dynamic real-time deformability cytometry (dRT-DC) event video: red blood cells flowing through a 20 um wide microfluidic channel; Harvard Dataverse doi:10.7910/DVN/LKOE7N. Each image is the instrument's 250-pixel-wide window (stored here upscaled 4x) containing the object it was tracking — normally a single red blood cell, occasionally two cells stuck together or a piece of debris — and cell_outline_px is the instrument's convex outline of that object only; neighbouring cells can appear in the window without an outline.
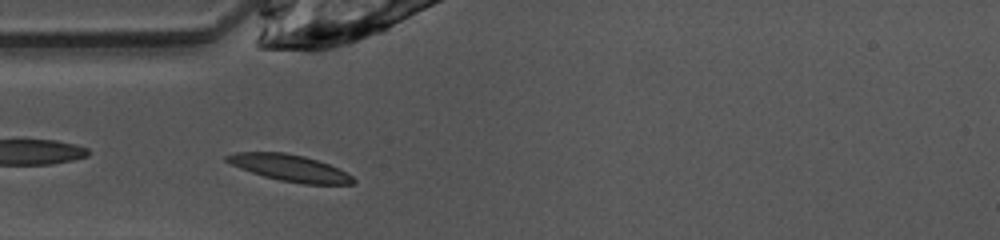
{"species": "common noctule bat (a hibernating species)", "species_latin": "Nyctalus noctula", "temperature_condition": "warm", "stored_images_in_passage": 36, "camera_frame_rate_fps": 3000, "um_per_image_px": 0.085, "animal": {"sex": "female", "body_mass_g": 10.0, "forearm_length_mm": 53.1}, "frame": {"image": 1, "passage_image": 4, "time_ms": 1.0, "image_size_px": [1000, 240], "cell_outline_px": [[356, 180], [352, 184], [304, 184], [280, 180], [264, 176], [228, 164], [224, 160], [224, 156], [236, 152], [284, 152], [304, 156], [328, 164], [352, 176]], "centroid_in_image_um": [24.57, 14.27], "position_along_channel_um": 60.4, "area_um2": 19.42}}
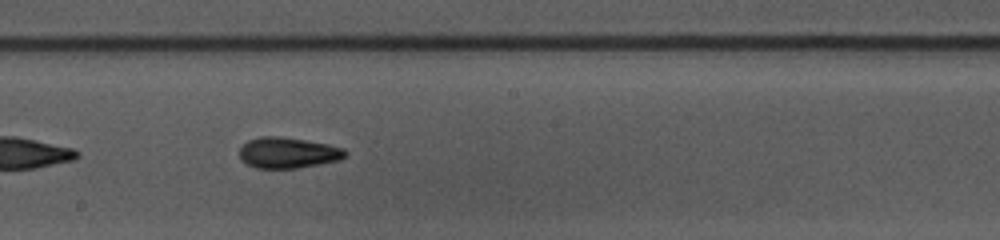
{"frame": {"image": 2, "passage_image": 16, "time_ms": 5.0, "image_size_px": [1000, 240], "cell_outline_px": [[348, 156], [340, 160], [300, 168], [256, 168], [240, 160], [240, 148], [248, 140], [260, 136], [276, 136], [304, 140], [328, 144], [344, 148], [348, 152]], "centroid_in_image_um": [24.51, 12.99], "position_along_channel_um": 223.7, "area_um2": 19.13}}
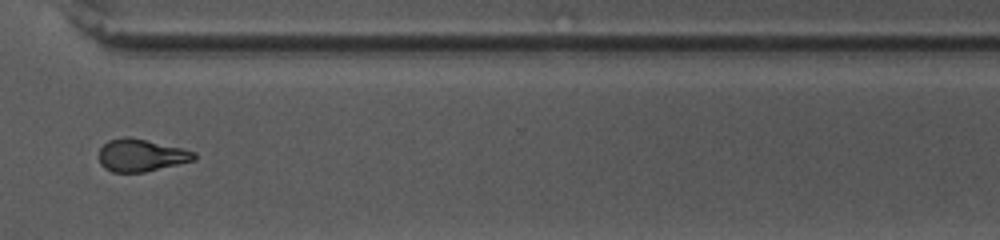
{"frame": {"image": 3, "passage_image": 26, "time_ms": 8.333, "image_size_px": [1000, 240], "cell_outline_px": [[196, 160], [144, 172], [112, 172], [104, 168], [100, 164], [96, 156], [100, 148], [108, 140], [124, 136], [128, 136], [180, 148], [196, 152]], "centroid_in_image_um": [11.93, 13.2], "position_along_channel_um": 358.7, "area_um2": 18.09}, "authors_computed_cell_mechanics": {"area_um2": 18.2937, "velocity_mm_per_s": 4.0647, "shape_relaxation_time_tau1_ms": 4.0898, "shape_relaxation_time_tau2_ms": 1.9179, "deformation_change_tau1": 0.1752, "deformation_change_tau2": 0.0865}}